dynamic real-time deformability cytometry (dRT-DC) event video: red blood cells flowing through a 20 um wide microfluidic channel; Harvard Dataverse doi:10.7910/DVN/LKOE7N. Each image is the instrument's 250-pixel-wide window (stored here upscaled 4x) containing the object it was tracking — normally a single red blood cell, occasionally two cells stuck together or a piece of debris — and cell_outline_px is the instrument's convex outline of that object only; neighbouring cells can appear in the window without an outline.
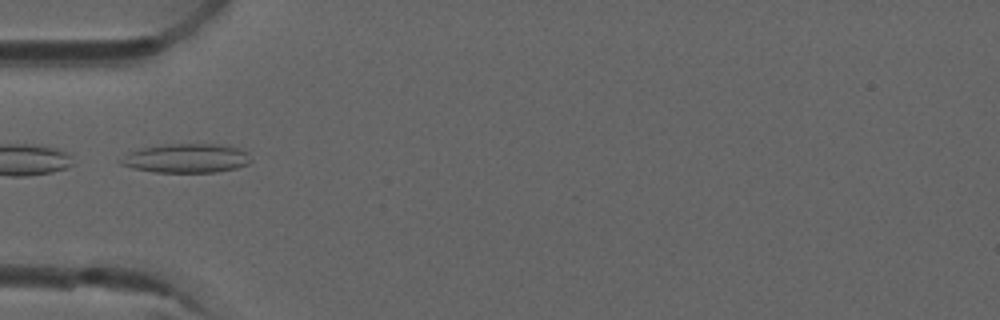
{"species": "common noctule bat (a hibernating species)", "species_latin": "Nyctalus noctula", "temperature_condition": "room temperature", "stored_images_in_passage": 5, "camera_frame_rate_fps": 3000, "um_per_image_px": 0.085, "animal": {"sex": "male", "forearm_length_mm": 52.5}, "frame": {"image": 1, "passage_image": 5, "time_ms": 1.333, "image_size_px": [1000, 320], "cell_outline_px": [[252, 160], [248, 164], [236, 168], [216, 172], [156, 172], [132, 168], [120, 164], [116, 160], [128, 152], [144, 148], [164, 144], [224, 144], [240, 148], [248, 152]], "centroid_in_image_um": [15.85, 13.45], "position_along_channel_um": 69.1, "area_um2": 22.31}}